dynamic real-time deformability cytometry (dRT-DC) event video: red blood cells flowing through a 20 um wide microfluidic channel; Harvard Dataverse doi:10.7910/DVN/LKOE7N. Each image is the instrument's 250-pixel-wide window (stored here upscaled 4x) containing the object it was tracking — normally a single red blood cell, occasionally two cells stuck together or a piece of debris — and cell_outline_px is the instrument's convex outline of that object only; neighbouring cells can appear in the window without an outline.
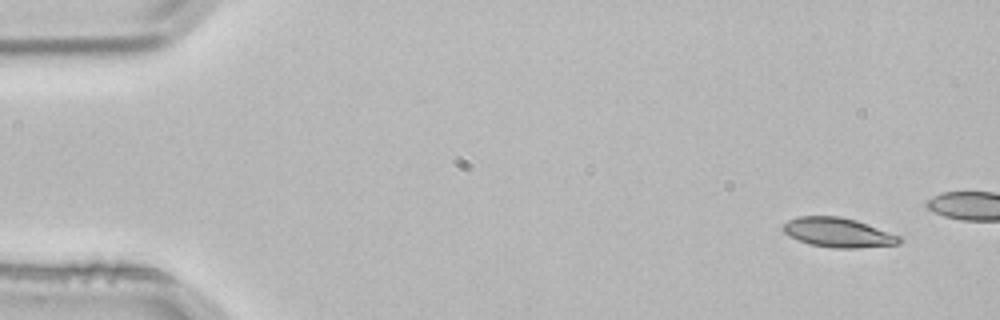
{"species": "common noctule bat (a hibernating species)", "species_latin": "Nyctalus noctula", "temperature_condition": "room temperature", "stored_images_in_passage": 4, "camera_frame_rate_fps": 3000, "um_per_image_px": 0.085, "animal": {"sex": "male", "body_mass_g": 21.5, "forearm_length_mm": 52.0}, "frame": {"image": 1, "passage_image": 1, "time_ms": 0.0, "image_size_px": [1000, 320], "cell_outline_px": [[904, 240], [900, 244], [856, 248], [832, 248], [808, 244], [784, 232], [780, 228], [788, 220], [800, 216], [840, 216], [856, 220], [900, 236]], "centroid_in_image_um": [71.25, 19.77], "position_along_channel_um": 13.7, "area_um2": 19.94}}
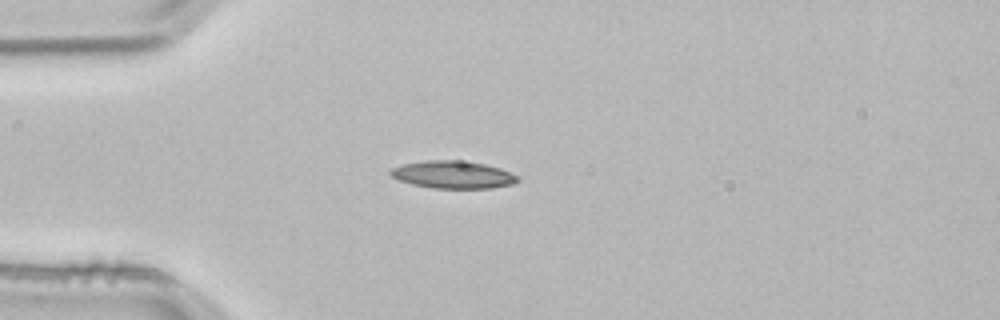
{"frame": {"image": 2, "passage_image": 4, "time_ms": 1.0, "image_size_px": [1000, 320], "cell_outline_px": [[520, 180], [516, 184], [492, 188], [432, 188], [412, 184], [396, 180], [388, 172], [392, 168], [404, 164], [424, 160], [456, 160], [484, 164], [500, 168], [520, 176]], "centroid_in_image_um": [38.53, 14.85], "position_along_channel_um": 46.5, "area_um2": 20.58}}